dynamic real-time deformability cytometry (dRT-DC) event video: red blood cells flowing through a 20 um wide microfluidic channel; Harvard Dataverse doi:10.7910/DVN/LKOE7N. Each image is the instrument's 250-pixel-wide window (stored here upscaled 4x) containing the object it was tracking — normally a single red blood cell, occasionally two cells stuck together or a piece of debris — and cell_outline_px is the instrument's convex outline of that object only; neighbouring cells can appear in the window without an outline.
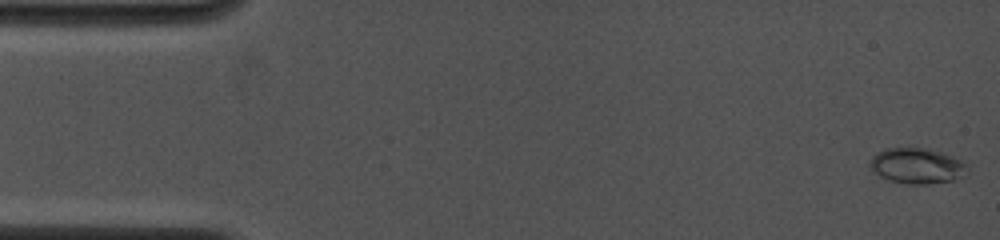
{"species": "common noctule bat (a hibernating species)", "species_latin": "Nyctalus noctula", "temperature_condition": "cold", "stored_images_in_passage": 10, "camera_frame_rate_fps": 4000, "um_per_image_px": 0.085, "animal": {"sex": "female", "body_mass_g": 19.0, "forearm_length_mm": 53.3}, "frame": {"image": 1, "passage_image": 1, "time_ms": 0.0, "image_size_px": [1000, 240], "cell_outline_px": [[968, 176], [952, 180], [928, 184], [908, 184], [888, 180], [872, 172], [868, 164], [872, 156], [876, 152], [884, 148], [908, 144], [940, 152], [952, 156], [960, 160], [968, 168]], "centroid_in_image_um": [77.89, 14.06], "position_along_channel_um": 7.1, "area_um2": 20.98}}
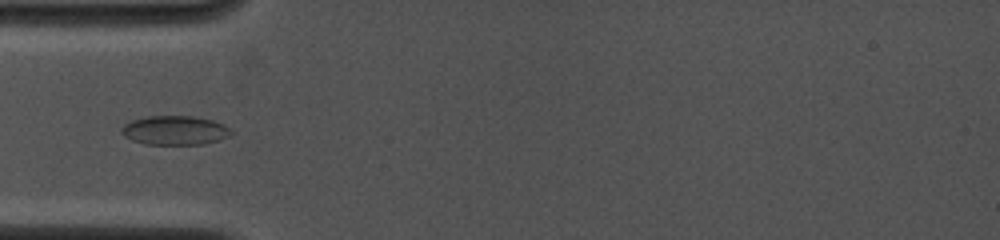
{"frame": {"image": 2, "passage_image": 9, "time_ms": 4.75, "image_size_px": [1000, 240], "cell_outline_px": [[236, 132], [220, 140], [204, 144], [144, 144], [132, 140], [124, 136], [120, 132], [120, 128], [124, 124], [132, 120], [148, 116], [192, 116], [212, 120], [224, 124]], "centroid_in_image_um": [14.88, 11.08], "position_along_channel_um": 70.1, "area_um2": 18.79}}